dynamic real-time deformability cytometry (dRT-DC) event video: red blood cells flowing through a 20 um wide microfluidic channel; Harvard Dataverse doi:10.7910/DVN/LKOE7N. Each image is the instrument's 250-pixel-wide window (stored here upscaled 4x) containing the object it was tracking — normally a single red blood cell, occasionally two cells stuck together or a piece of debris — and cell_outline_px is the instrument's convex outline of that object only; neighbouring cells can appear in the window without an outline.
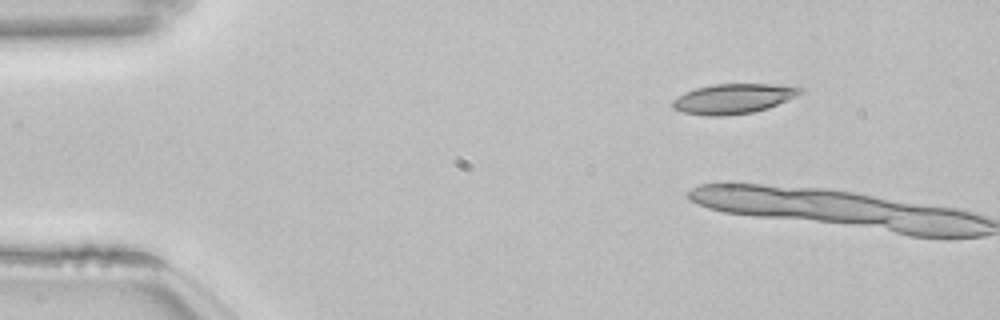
{"species": "common noctule bat (a hibernating species)", "species_latin": "Nyctalus noctula", "temperature_condition": "room temperature", "stored_images_in_passage": 3, "camera_frame_rate_fps": 3000, "um_per_image_px": 0.085, "animal": {"sex": "female", "body_mass_g": 22.7, "forearm_length_mm": 54.2}, "frame": {"image": 1, "passage_image": 1, "time_ms": 0.0, "image_size_px": [1000, 320], "cell_outline_px": [[804, 92], [788, 100], [768, 108], [752, 112], [724, 116], [704, 116], [684, 112], [672, 108], [672, 100], [684, 92], [696, 88], [712, 84], [800, 84], [804, 88]], "centroid_in_image_um": [62.41, 8.37], "position_along_channel_um": 22.6, "area_um2": 22.72}}